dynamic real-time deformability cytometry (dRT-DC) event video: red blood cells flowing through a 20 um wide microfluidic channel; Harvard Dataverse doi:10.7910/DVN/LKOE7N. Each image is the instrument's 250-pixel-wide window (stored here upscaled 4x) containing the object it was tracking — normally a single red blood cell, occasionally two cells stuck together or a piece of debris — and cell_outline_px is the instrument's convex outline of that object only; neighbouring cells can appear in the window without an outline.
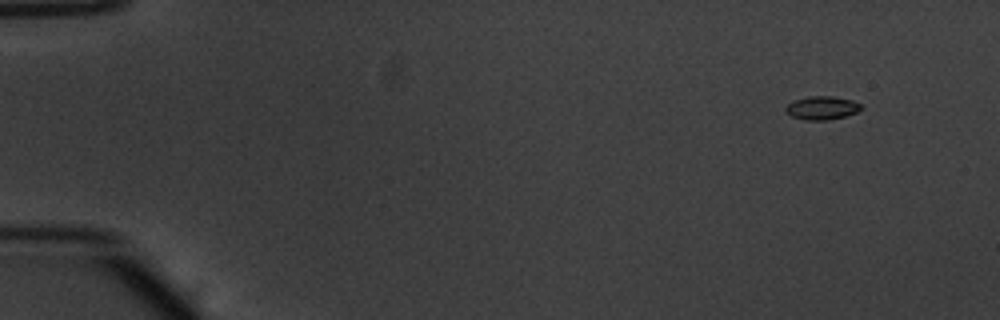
{"species": "common noctule bat (a hibernating species)", "species_latin": "Nyctalus noctula", "temperature_condition": "warm", "stored_images_in_passage": 50, "camera_frame_rate_fps": 3000, "um_per_image_px": 0.085, "animal": {"sex": "male", "body_mass_g": 20.1, "forearm_length_mm": 53.5}, "frame": {"image": 1, "passage_image": 1, "time_ms": 0.0, "image_size_px": [1000, 320], "cell_outline_px": [[864, 108], [856, 112], [844, 116], [828, 120], [804, 120], [792, 116], [784, 112], [784, 108], [788, 104], [796, 100], [808, 96], [832, 96], [852, 100], [860, 104]], "centroid_in_image_um": [69.85, 9.17], "position_along_channel_um": 15.1, "area_um2": 10.29}}
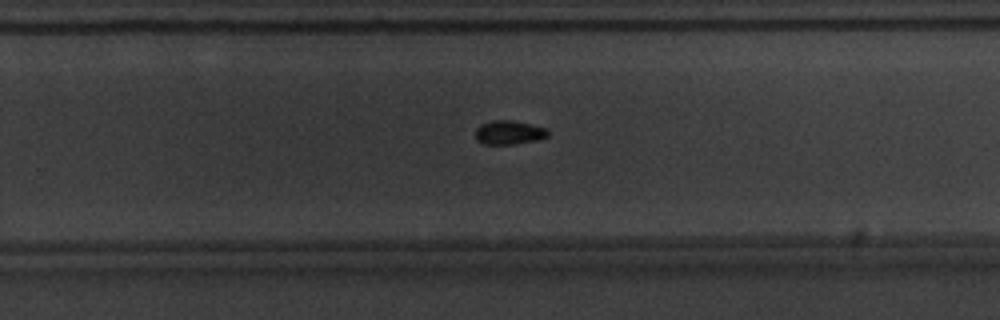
{"frame": {"image": 2, "passage_image": 32, "time_ms": 10.333, "image_size_px": [1000, 320], "cell_outline_px": [[548, 136], [540, 140], [512, 144], [484, 144], [476, 140], [476, 128], [480, 124], [492, 120], [512, 120], [548, 128]], "centroid_in_image_um": [43.28, 11.26], "position_along_channel_um": 286.5, "area_um2": 10.23}}
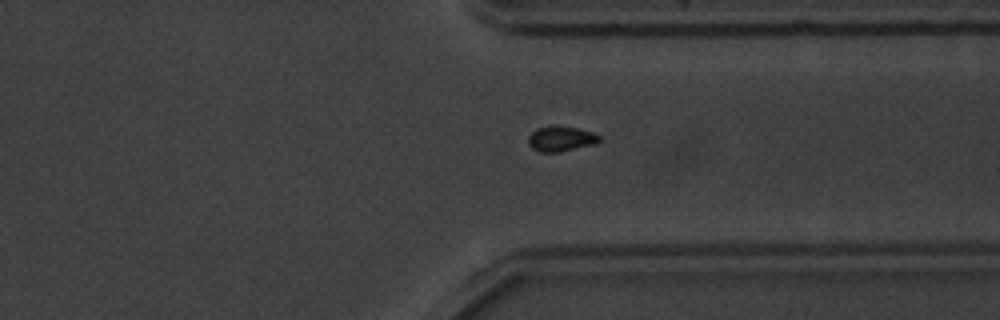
{"frame": {"image": 3, "passage_image": 38, "time_ms": 12.333, "image_size_px": [1000, 320], "cell_outline_px": [[600, 140], [596, 144], [560, 152], [540, 152], [532, 148], [528, 144], [528, 136], [536, 128], [576, 128], [592, 132], [600, 136]], "centroid_in_image_um": [47.69, 11.84], "position_along_channel_um": 363.7, "area_um2": 10.06}, "authors_computed_cell_mechanics": {"area_um2": 10.0283, "velocity_mm_per_s": 3.8525, "shape_relaxation_time_tau1_ms": 2.4037, "shape_relaxation_time_tau2_ms": null, "deformation_change_tau1": 0.0833, "deformation_change_tau2": null}}